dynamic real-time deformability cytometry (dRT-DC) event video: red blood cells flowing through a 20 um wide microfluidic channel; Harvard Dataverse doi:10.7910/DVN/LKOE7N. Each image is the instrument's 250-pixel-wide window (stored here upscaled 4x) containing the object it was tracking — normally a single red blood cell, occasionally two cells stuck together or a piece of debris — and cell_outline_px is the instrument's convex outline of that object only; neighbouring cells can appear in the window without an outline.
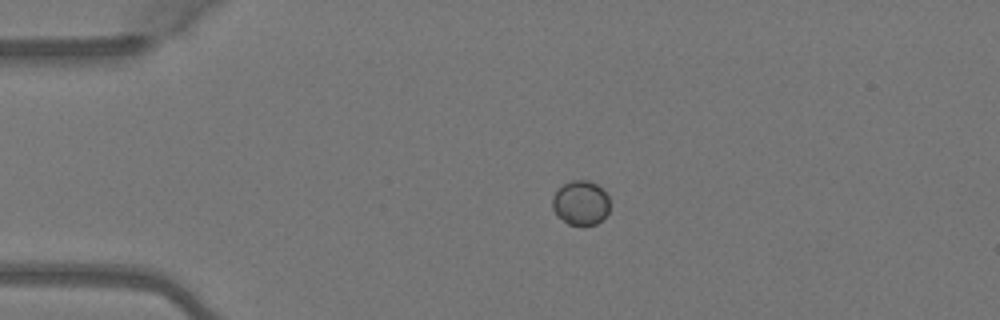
{"species": "Egyptian fruit bat (a non-hibernating species)", "species_latin": "Rousettus aegyptiacus", "temperature_condition": "warm", "stored_images_in_passage": 3, "camera_frame_rate_fps": 3000, "um_per_image_px": 0.085, "animal": {"sex": "female"}, "frame": {"image": 1, "passage_image": 2, "time_ms": 0.333, "image_size_px": [1000, 320], "cell_outline_px": [[608, 212], [596, 224], [568, 224], [556, 216], [552, 208], [552, 196], [564, 184], [572, 180], [588, 180], [596, 184], [608, 196]], "centroid_in_image_um": [49.32, 17.24], "position_along_channel_um": 35.7, "area_um2": 14.62}}